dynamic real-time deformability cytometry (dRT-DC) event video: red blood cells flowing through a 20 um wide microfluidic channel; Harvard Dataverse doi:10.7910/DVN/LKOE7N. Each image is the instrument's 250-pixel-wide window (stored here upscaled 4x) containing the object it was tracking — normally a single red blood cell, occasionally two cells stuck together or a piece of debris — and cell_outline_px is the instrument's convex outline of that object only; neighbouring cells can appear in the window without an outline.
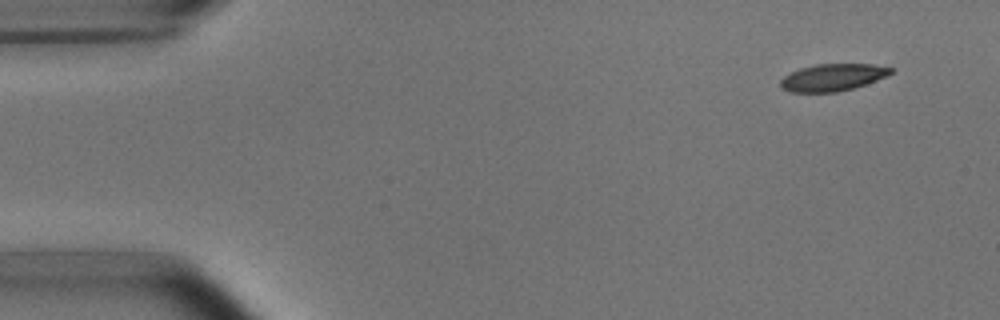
{"species": "common noctule bat (a hibernating species)", "species_latin": "Nyctalus noctula", "temperature_condition": "room temperature", "stored_images_in_passage": 5, "segment_of_instrument_passage": [1, 2], "camera_frame_rate_fps": 3000, "um_per_image_px": 0.085, "animal": {"sex": "male", "body_mass_g": 15.6}, "frame": {"image": 1, "passage_image": 1, "time_ms": 0.0, "image_size_px": [1000, 320], "cell_outline_px": [[892, 72], [888, 76], [852, 88], [836, 92], [788, 92], [780, 88], [780, 80], [784, 76], [800, 68], [816, 64], [872, 64], [892, 68]], "centroid_in_image_um": [70.74, 6.58], "position_along_channel_um": 14.3, "area_um2": 17.34}}
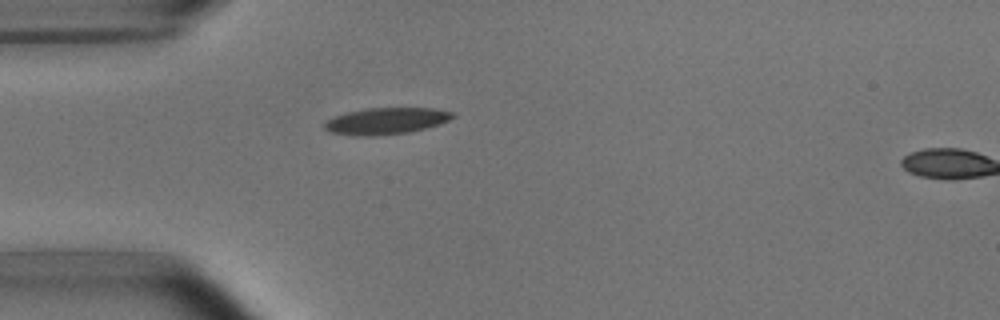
{"frame": {"image": 2, "passage_image": 4, "time_ms": 3.667, "image_size_px": [1000, 320], "cell_outline_px": [[456, 116], [440, 124], [408, 132], [376, 136], [356, 136], [328, 132], [324, 128], [324, 124], [328, 120], [336, 116], [348, 112], [364, 108], [436, 108], [452, 112]], "centroid_in_image_um": [32.82, 10.28], "position_along_channel_um": 52.2, "area_um2": 19.83}}